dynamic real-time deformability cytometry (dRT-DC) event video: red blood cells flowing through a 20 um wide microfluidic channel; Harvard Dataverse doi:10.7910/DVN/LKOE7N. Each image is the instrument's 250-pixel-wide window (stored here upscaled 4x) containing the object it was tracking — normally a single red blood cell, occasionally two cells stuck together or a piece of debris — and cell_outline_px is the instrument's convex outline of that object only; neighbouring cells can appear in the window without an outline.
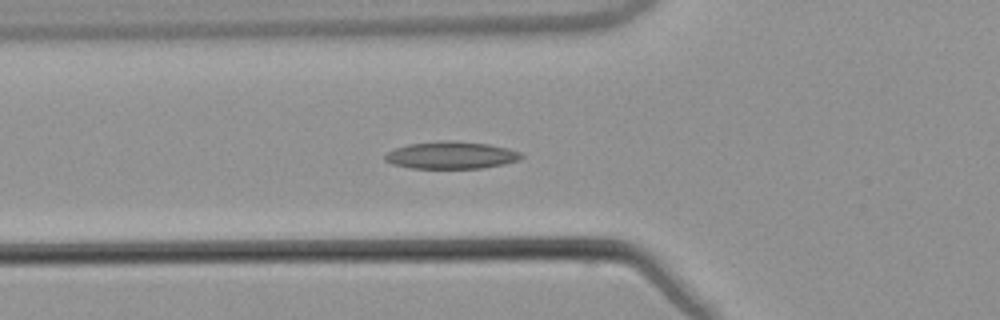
{"species": "common noctule bat (a hibernating species)", "species_latin": "Nyctalus noctula", "temperature_condition": "warm", "stored_images_in_passage": 37, "camera_frame_rate_fps": 3000, "um_per_image_px": 0.085, "animal": {"sex": "male", "body_mass_g": 21.5, "forearm_length_mm": 52.0}, "frame": {"image": 1, "passage_image": 11, "time_ms": 3.333, "image_size_px": [1000, 320], "cell_outline_px": [[524, 156], [520, 160], [504, 164], [484, 168], [412, 168], [392, 164], [384, 160], [384, 156], [388, 152], [396, 148], [408, 144], [440, 140], [448, 140], [488, 144], [508, 148], [520, 152]], "centroid_in_image_um": [38.36, 13.19], "position_along_channel_um": 87.4, "area_um2": 21.73}}
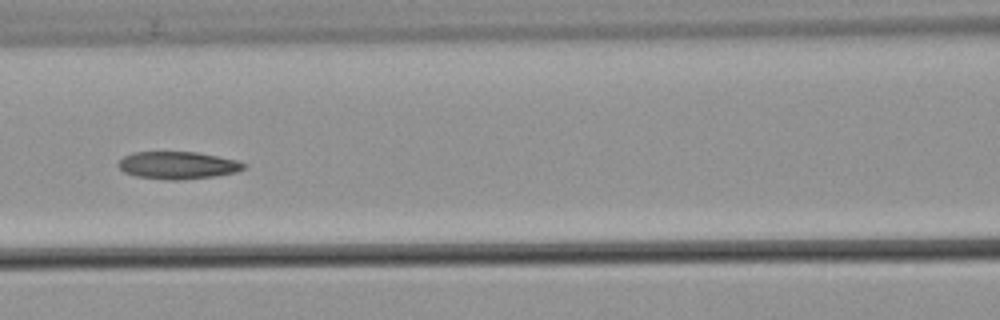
{"frame": {"image": 2, "passage_image": 16, "time_ms": 5.0, "image_size_px": [1000, 320], "cell_outline_px": [[248, 164], [244, 168], [236, 172], [216, 176], [180, 180], [168, 180], [136, 176], [124, 172], [116, 164], [124, 156], [132, 152], [200, 152], [236, 160]], "centroid_in_image_um": [15.12, 14.04], "position_along_channel_um": 151.5, "area_um2": 20.17}, "authors_computed_cell_mechanics": {"area_um2": 20.3456, "velocity_mm_per_s": 3.8168, "shape_relaxation_time_tau1_ms": null, "shape_relaxation_time_tau2_ms": 5.968, "deformation_change_tau1": null, "deformation_change_tau2": 0.1464}}